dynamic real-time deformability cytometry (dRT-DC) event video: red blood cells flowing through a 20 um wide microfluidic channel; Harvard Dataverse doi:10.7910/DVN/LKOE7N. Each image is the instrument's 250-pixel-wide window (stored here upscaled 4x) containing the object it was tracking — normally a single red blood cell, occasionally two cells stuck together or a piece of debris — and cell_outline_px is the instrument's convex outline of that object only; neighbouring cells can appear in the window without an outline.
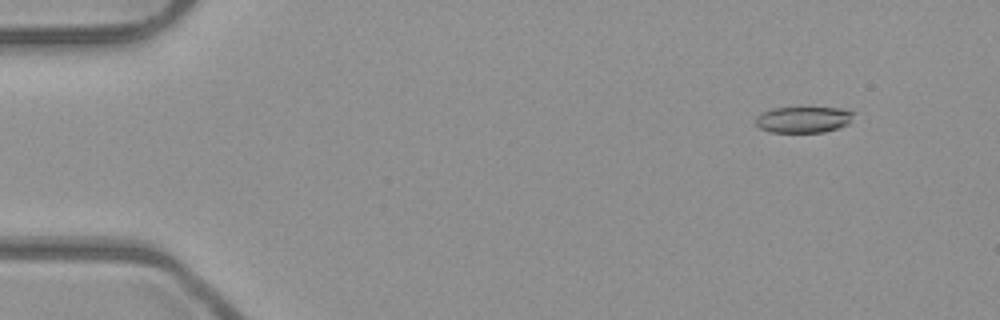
{"species": "common noctule bat (a hibernating species)", "species_latin": "Nyctalus noctula", "temperature_condition": "room temperature", "stored_images_in_passage": 52, "camera_frame_rate_fps": 3000, "um_per_image_px": 0.085, "animal": {"sex": "male", "body_mass_g": 23.1, "forearm_length_mm": 52.7}, "frame": {"image": 1, "passage_image": 6, "time_ms": 1.667, "image_size_px": [1000, 320], "cell_outline_px": [[856, 112], [848, 124], [824, 132], [768, 132], [760, 128], [756, 124], [756, 116], [760, 112], [772, 108], [804, 104], [840, 108]], "centroid_in_image_um": [68.28, 10.09], "position_along_channel_um": 16.7, "area_um2": 15.95}}
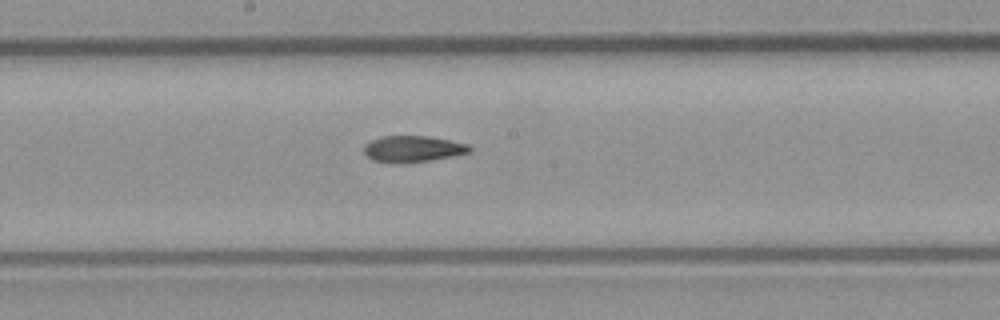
{"frame": {"image": 2, "passage_image": 29, "time_ms": 9.333, "image_size_px": [1000, 320], "cell_outline_px": [[472, 148], [468, 152], [452, 156], [432, 160], [400, 164], [392, 164], [372, 160], [364, 152], [364, 144], [380, 136], [428, 136], [468, 144]], "centroid_in_image_um": [35.04, 12.67], "position_along_channel_um": 213.2, "area_um2": 16.3}}
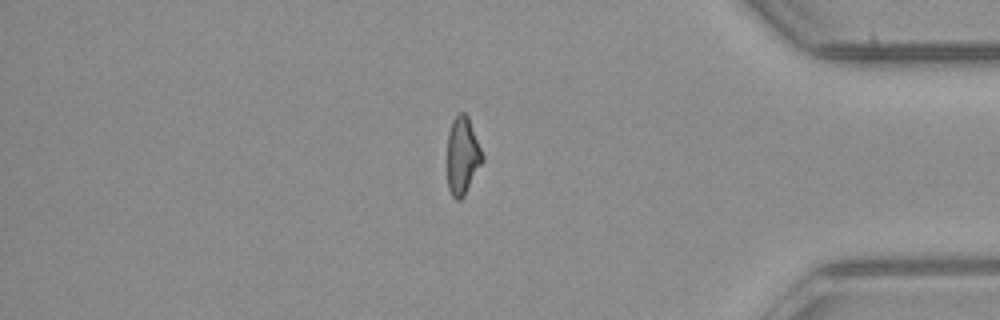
{"frame": {"image": 3, "passage_image": 45, "time_ms": 14.667, "image_size_px": [1000, 320], "cell_outline_px": [[484, 160], [464, 196], [460, 200], [456, 200], [452, 196], [448, 188], [448, 132], [452, 120], [460, 112], [464, 112], [468, 116], [484, 156]], "centroid_in_image_um": [39.32, 13.24], "position_along_channel_um": 395.9, "area_um2": 15.9}}